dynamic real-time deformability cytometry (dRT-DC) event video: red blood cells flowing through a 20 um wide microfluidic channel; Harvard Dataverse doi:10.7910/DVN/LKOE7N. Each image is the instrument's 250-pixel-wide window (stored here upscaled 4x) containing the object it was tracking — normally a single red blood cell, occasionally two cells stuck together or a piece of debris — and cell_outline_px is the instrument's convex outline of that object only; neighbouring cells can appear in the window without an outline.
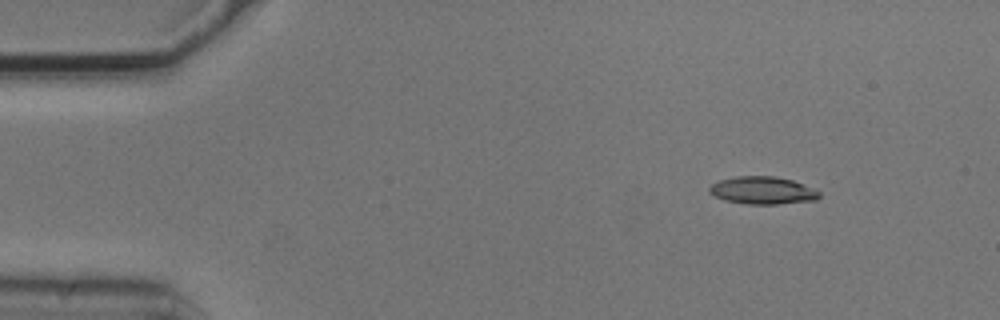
{"species": "common noctule bat (a hibernating species)", "species_latin": "Nyctalus noctula", "temperature_condition": "cold", "stored_images_in_passage": 4, "camera_frame_rate_fps": 3000, "um_per_image_px": 0.085, "animal": {"sex": "male", "body_mass_g": 20.5, "forearm_length_mm": 52.5}, "frame": {"image": 1, "passage_image": 1, "time_ms": 0.0, "image_size_px": [1000, 320], "cell_outline_px": [[820, 196], [816, 200], [776, 204], [748, 204], [724, 200], [708, 192], [708, 188], [712, 184], [720, 180], [736, 176], [776, 176], [792, 180], [812, 188], [820, 192]], "centroid_in_image_um": [64.81, 16.18], "position_along_channel_um": 20.2, "area_um2": 17.57}}
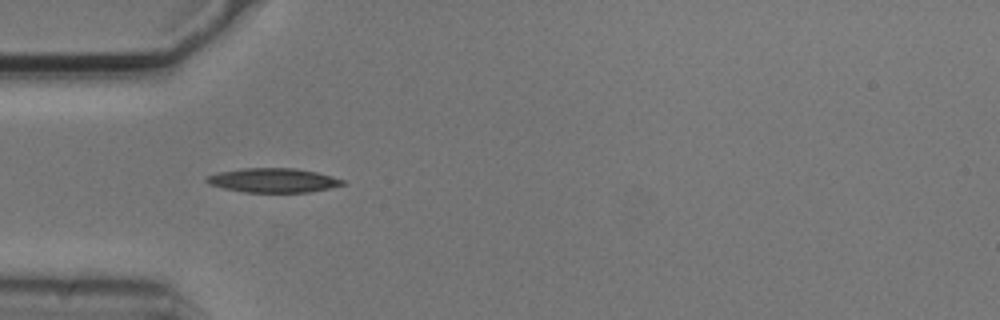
{"frame": {"image": 2, "passage_image": 3, "time_ms": 0.667, "image_size_px": [1000, 320], "cell_outline_px": [[348, 184], [308, 192], [244, 192], [224, 188], [208, 184], [204, 180], [208, 176], [216, 172], [244, 168], [296, 168], [316, 172], [332, 176], [344, 180]], "centroid_in_image_um": [23.22, 15.32], "position_along_channel_um": 61.8, "area_um2": 19.25}}